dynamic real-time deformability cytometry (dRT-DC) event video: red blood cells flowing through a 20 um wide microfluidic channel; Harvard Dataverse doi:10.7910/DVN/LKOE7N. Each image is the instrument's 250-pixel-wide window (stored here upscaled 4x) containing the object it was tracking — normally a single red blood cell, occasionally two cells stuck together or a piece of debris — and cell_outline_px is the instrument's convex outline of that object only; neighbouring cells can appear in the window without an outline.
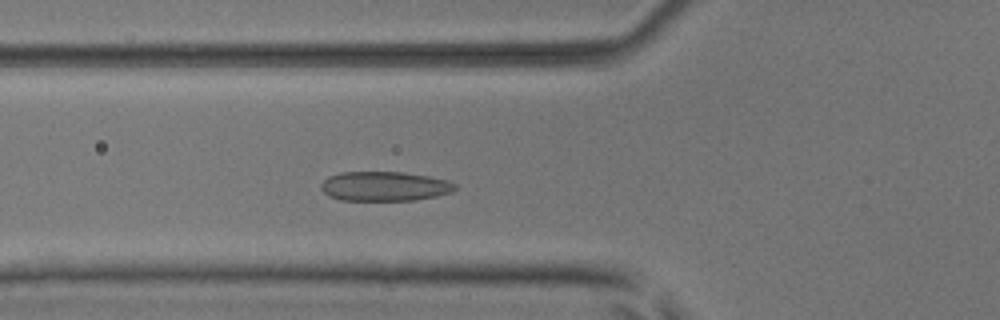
{"species": "common noctule bat (a hibernating species)", "species_latin": "Nyctalus noctula", "temperature_condition": "room temperature", "stored_images_in_passage": 14, "camera_frame_rate_fps": 3000, "um_per_image_px": 0.085, "animal": {"sex": "male", "body_mass_g": 17.9, "forearm_length_mm": 54.2}, "frame": {"image": 1, "passage_image": 8, "time_ms": 2.333, "image_size_px": [1000, 320], "cell_outline_px": [[456, 188], [452, 192], [436, 196], [412, 200], [340, 200], [328, 196], [320, 188], [320, 184], [328, 176], [340, 172], [404, 172], [428, 176], [448, 180], [456, 184]], "centroid_in_image_um": [32.66, 15.83], "position_along_channel_um": 93.1, "area_um2": 23.12}}
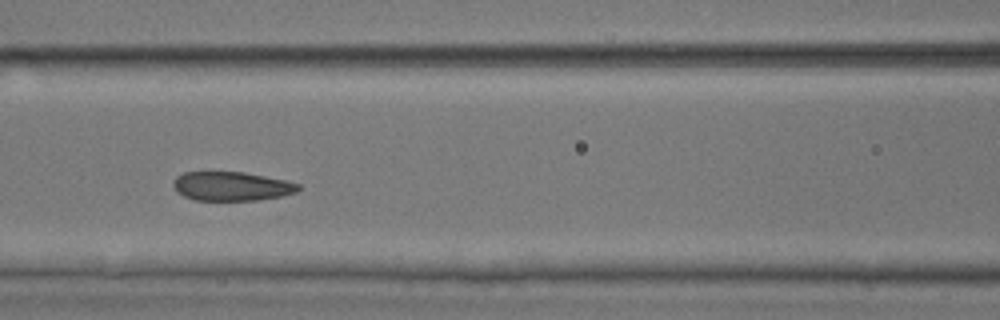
{"frame": {"image": 2, "passage_image": 12, "time_ms": 3.667, "image_size_px": [1000, 320], "cell_outline_px": [[300, 188], [296, 192], [280, 196], [260, 200], [196, 200], [184, 196], [176, 192], [172, 184], [172, 180], [176, 176], [184, 172], [244, 172], [284, 180], [300, 184]], "centroid_in_image_um": [19.64, 15.83], "position_along_channel_um": 147.0, "area_um2": 21.15}}